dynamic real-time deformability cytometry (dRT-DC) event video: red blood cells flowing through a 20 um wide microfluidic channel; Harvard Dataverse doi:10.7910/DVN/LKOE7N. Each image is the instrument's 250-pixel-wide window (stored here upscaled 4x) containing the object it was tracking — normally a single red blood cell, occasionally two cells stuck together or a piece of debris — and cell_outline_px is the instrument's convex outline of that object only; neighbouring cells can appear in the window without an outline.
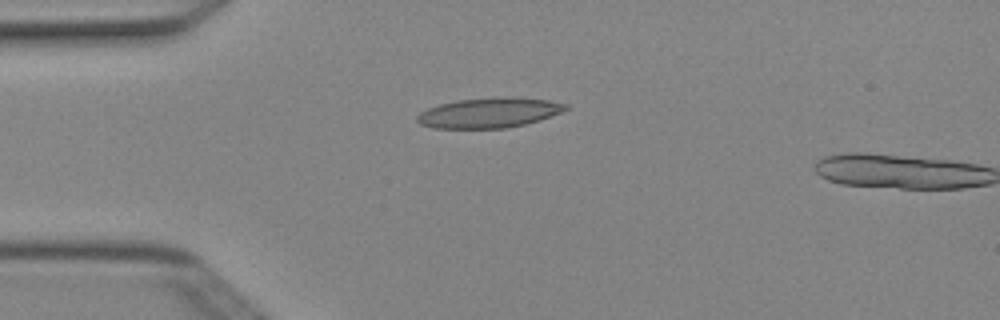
{"species": "Egyptian fruit bat (a non-hibernating species)", "species_latin": "Rousettus aegyptiacus", "temperature_condition": "cold", "stored_images_in_passage": 4, "camera_frame_rate_fps": 3000, "um_per_image_px": 0.085, "animal": {"sex": "female"}, "frame": {"image": 1, "passage_image": 3, "time_ms": 0.667, "image_size_px": [1000, 320], "cell_outline_px": [[568, 108], [564, 112], [540, 120], [524, 124], [504, 128], [432, 128], [420, 124], [416, 120], [416, 116], [420, 112], [428, 108], [440, 104], [456, 100], [496, 96], [512, 96], [548, 100], [568, 104]], "centroid_in_image_um": [41.6, 9.57], "position_along_channel_um": 43.4, "area_um2": 26.36}}